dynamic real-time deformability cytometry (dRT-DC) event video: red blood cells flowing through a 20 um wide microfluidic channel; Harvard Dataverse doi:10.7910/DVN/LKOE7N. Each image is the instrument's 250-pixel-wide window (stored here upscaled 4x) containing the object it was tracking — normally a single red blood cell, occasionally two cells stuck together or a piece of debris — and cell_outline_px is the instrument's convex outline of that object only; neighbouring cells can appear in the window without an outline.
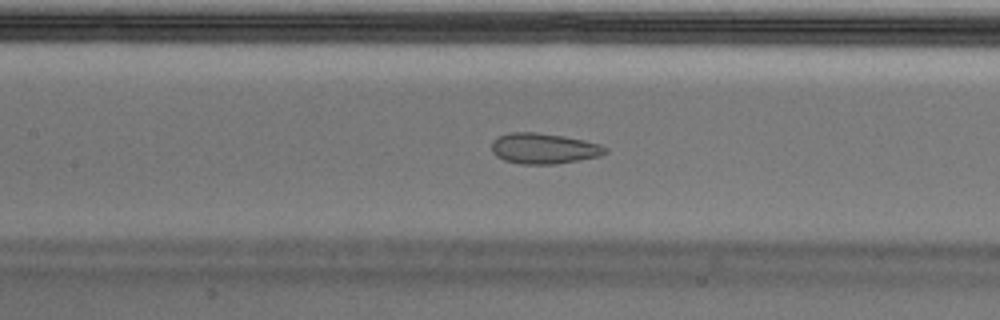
{"species": "Egyptian fruit bat (a non-hibernating species)", "species_latin": "Rousettus aegyptiacus", "temperature_condition": "cold", "stored_images_in_passage": 55, "camera_frame_rate_fps": 3000, "um_per_image_px": 0.085, "animal": {"sex": "male"}, "frame": {"image": 1, "passage_image": 24, "time_ms": 7.667, "image_size_px": [1000, 320], "cell_outline_px": [[608, 152], [600, 156], [580, 160], [556, 164], [520, 164], [504, 160], [496, 156], [492, 152], [492, 140], [508, 132], [536, 132], [564, 136], [584, 140], [600, 144], [608, 148]], "centroid_in_image_um": [46.24, 12.62], "position_along_channel_um": 161.2, "area_um2": 20.46}}
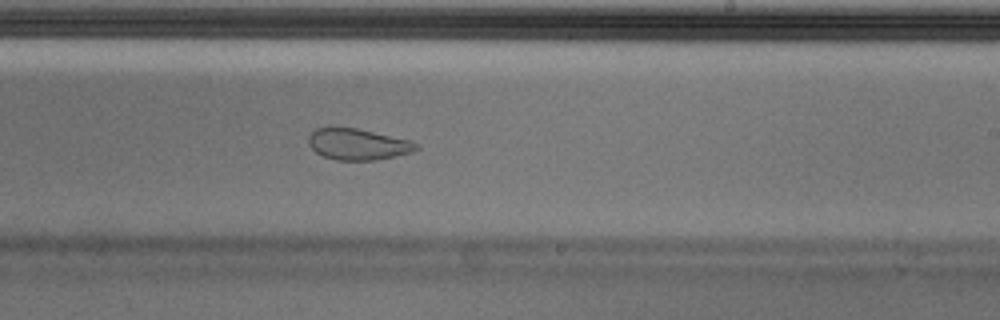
{"frame": {"image": 2, "passage_image": 32, "time_ms": 10.333, "image_size_px": [1000, 320], "cell_outline_px": [[420, 148], [412, 152], [376, 160], [336, 160], [324, 156], [316, 152], [308, 144], [308, 136], [316, 128], [356, 128], [412, 140], [420, 144]], "centroid_in_image_um": [30.46, 12.26], "position_along_channel_um": 258.5, "area_um2": 19.59}, "authors_computed_cell_mechanics": {"area_um2": 22.9466, "velocity_mm_per_s": 3.6649, "shape_relaxation_time_tau1_ms": null, "shape_relaxation_time_tau2_ms": 1.1938, "deformation_change_tau1": null, "deformation_change_tau2": 0.075}}